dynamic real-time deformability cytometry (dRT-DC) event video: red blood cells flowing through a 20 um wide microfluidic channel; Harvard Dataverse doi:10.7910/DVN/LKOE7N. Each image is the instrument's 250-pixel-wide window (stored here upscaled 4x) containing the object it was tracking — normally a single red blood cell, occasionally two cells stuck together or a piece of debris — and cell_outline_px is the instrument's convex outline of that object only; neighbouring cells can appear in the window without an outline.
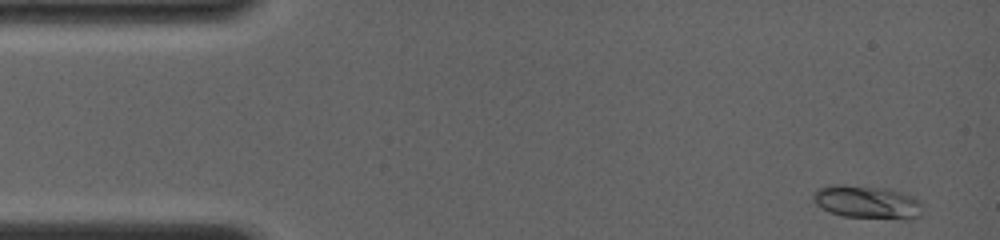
{"species": "common noctule bat (a hibernating species)", "species_latin": "Nyctalus noctula", "temperature_condition": "room temperature", "stored_images_in_passage": 47, "camera_frame_rate_fps": 4000, "um_per_image_px": 0.085, "animal": {"sex": "female", "body_mass_g": 19.0, "forearm_length_mm": 56.7}, "frame": {"image": 1, "passage_image": 2, "time_ms": 0.25, "image_size_px": [1000, 240], "cell_outline_px": [[920, 216], [916, 220], [904, 220], [844, 216], [828, 212], [816, 204], [812, 200], [812, 196], [816, 188], [828, 184], [840, 184], [888, 188], [912, 196], [920, 204]], "centroid_in_image_um": [73.66, 17.18], "position_along_channel_um": 11.3, "area_um2": 21.5}}
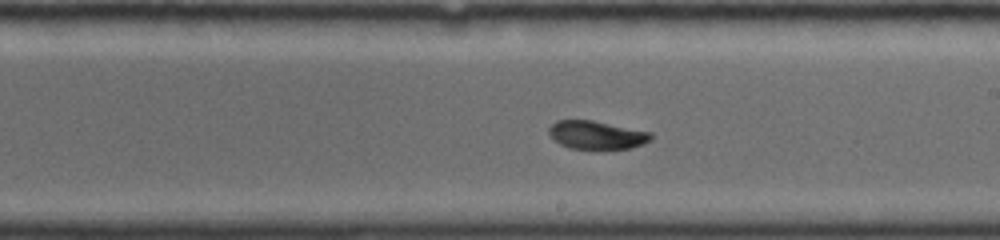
{"frame": {"image": 2, "passage_image": 28, "time_ms": 8.5, "image_size_px": [1000, 240], "cell_outline_px": [[652, 140], [644, 144], [632, 148], [568, 148], [560, 144], [548, 132], [548, 128], [556, 120], [592, 120], [652, 132]], "centroid_in_image_um": [50.74, 11.46], "position_along_channel_um": 238.3, "area_um2": 16.7}}
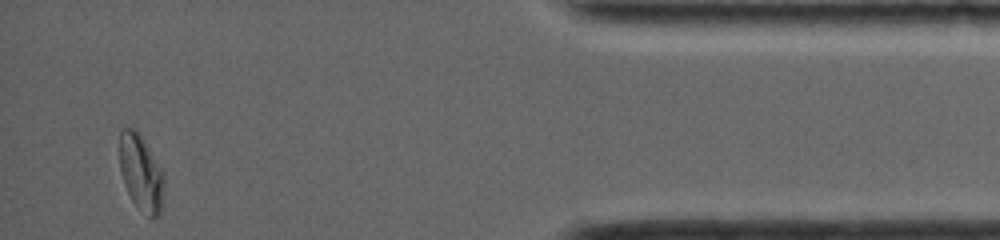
{"frame": {"image": 3, "passage_image": 46, "time_ms": 14.25, "image_size_px": [1000, 240], "cell_outline_px": [[164, 180], [160, 216], [152, 216], [136, 204], [132, 200], [124, 184], [120, 172], [120, 128], [132, 128], [140, 132], [160, 168], [164, 176]], "centroid_in_image_um": [11.96, 14.62], "position_along_channel_um": 423.2, "area_um2": 19.31}, "authors_computed_cell_mechanics": {"area_um2": 17.629, "velocity_mm_per_s": 4.022, "shape_relaxation_time_tau1_ms": 5.5154, "shape_relaxation_time_tau2_ms": 1.0349, "deformation_change_tau1": 0.1806, "deformation_change_tau2": 0.0419}}